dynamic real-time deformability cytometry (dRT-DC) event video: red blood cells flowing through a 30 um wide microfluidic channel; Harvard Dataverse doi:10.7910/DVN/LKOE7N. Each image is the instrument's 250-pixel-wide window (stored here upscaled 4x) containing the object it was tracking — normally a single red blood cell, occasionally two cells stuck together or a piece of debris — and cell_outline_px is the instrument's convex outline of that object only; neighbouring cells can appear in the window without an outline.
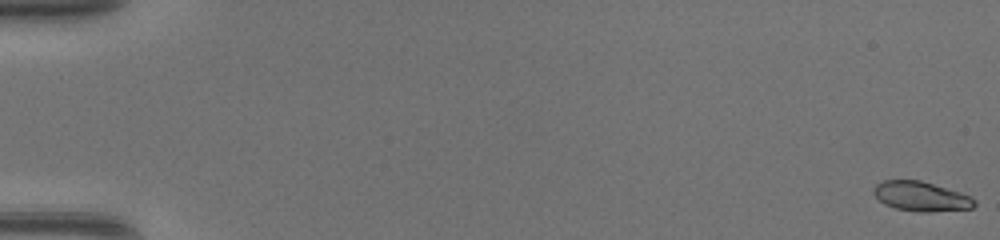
{"species": "common noctule bat (a hibernating species)", "species_latin": "Nyctalus noctula", "temperature_condition": "warm", "stored_images_in_passage": 49, "camera_frame_rate_fps": 3000, "um_per_image_px": 0.085, "animal": {"sex": "female", "body_mass_g": 17.0, "forearm_length_mm": 48.0}, "frame": {"image": 1, "passage_image": 1, "time_ms": 0.0, "image_size_px": [1000, 240], "cell_outline_px": [[976, 204], [972, 208], [928, 212], [920, 212], [896, 208], [884, 204], [872, 192], [872, 188], [876, 184], [884, 180], [920, 180], [960, 192], [972, 196], [976, 200]], "centroid_in_image_um": [78.29, 16.69], "position_along_channel_um": 6.7, "area_um2": 17.4}}
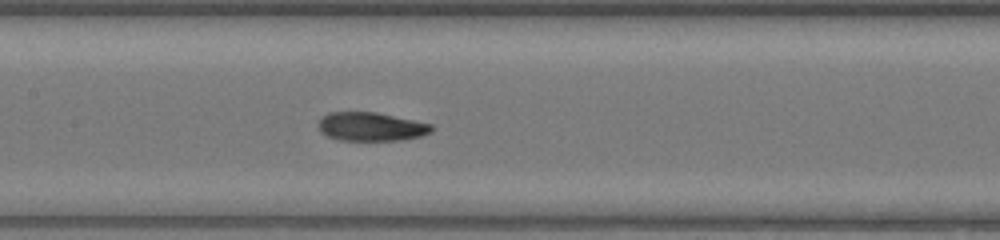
{"frame": {"image": 2, "passage_image": 25, "time_ms": 8.0, "image_size_px": [1000, 240], "cell_outline_px": [[432, 132], [420, 136], [404, 140], [340, 140], [328, 136], [320, 128], [320, 120], [328, 112], [376, 112], [432, 124]], "centroid_in_image_um": [31.59, 10.76], "position_along_channel_um": 175.8, "area_um2": 18.61}}
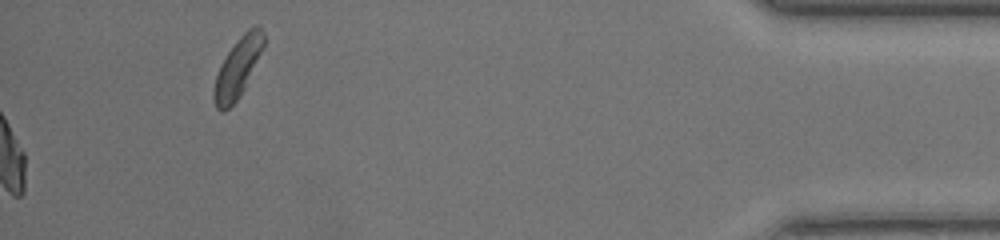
{"frame": {"image": 3, "passage_image": 49, "time_ms": 16.0, "image_size_px": [1000, 240], "cell_outline_px": [[264, 48], [244, 88], [236, 100], [228, 108], [216, 108], [212, 92], [216, 76], [220, 64], [228, 52], [240, 36], [248, 28], [256, 24], [260, 24], [264, 32]], "centroid_in_image_um": [20.23, 5.67], "position_along_channel_um": 415.0, "area_um2": 17.05}}